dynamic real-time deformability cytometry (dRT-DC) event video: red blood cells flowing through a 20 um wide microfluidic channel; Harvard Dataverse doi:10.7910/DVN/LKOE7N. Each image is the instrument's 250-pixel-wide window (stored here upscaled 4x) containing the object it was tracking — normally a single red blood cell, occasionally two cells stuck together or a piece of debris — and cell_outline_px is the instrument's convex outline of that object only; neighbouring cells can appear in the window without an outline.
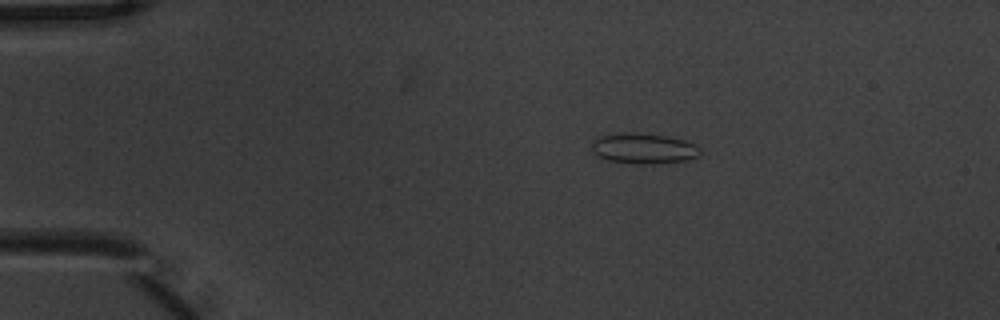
{"species": "common noctule bat (a hibernating species)", "species_latin": "Nyctalus noctula", "temperature_condition": "warm", "stored_images_in_passage": 5, "camera_frame_rate_fps": 3000, "um_per_image_px": 0.085, "animal": {"sex": "male", "body_mass_g": 20.1, "forearm_length_mm": 53.5}, "frame": {"image": 1, "passage_image": 2, "time_ms": 0.333, "image_size_px": [1000, 320], "cell_outline_px": [[700, 156], [684, 160], [652, 164], [636, 164], [608, 160], [596, 156], [592, 152], [592, 140], [596, 136], [624, 132], [636, 132], [664, 136], [684, 140], [700, 148]], "centroid_in_image_um": [54.63, 12.61], "position_along_channel_um": 30.4, "area_um2": 19.36}}
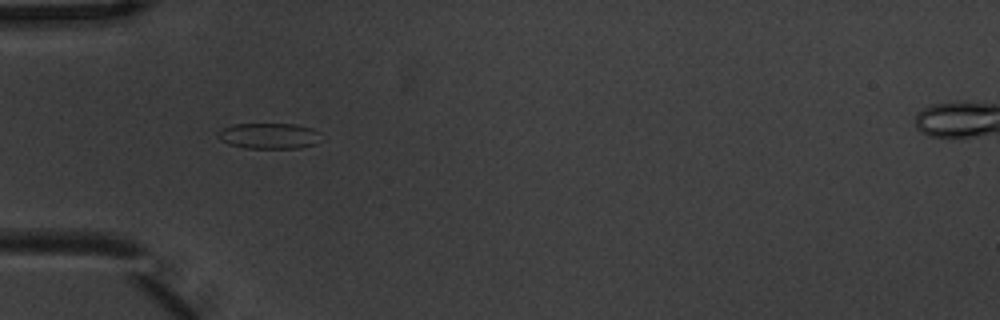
{"frame": {"image": 2, "passage_image": 4, "time_ms": 1.0, "image_size_px": [1000, 320], "cell_outline_px": [[320, 132], [316, 144], [300, 148], [244, 148], [228, 144], [220, 140], [216, 136], [220, 128], [232, 124], [292, 124], [312, 128]], "centroid_in_image_um": [22.81, 11.55], "position_along_channel_um": 62.2, "area_um2": 15.61}}
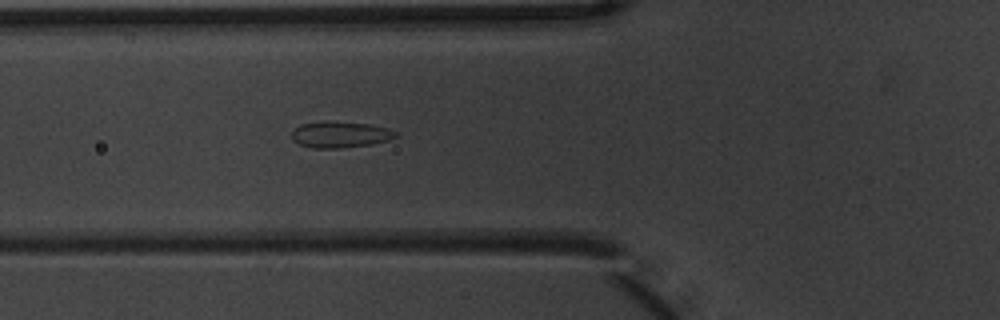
{"frame": {"image": 3, "passage_image": 5, "time_ms": 1.333, "image_size_px": [1000, 320], "cell_outline_px": [[400, 136], [388, 140], [372, 144], [340, 148], [312, 148], [300, 144], [292, 140], [292, 128], [300, 124], [368, 124], [388, 128], [396, 132]], "centroid_in_image_um": [28.94, 11.49], "position_along_channel_um": 96.9, "area_um2": 15.14}}